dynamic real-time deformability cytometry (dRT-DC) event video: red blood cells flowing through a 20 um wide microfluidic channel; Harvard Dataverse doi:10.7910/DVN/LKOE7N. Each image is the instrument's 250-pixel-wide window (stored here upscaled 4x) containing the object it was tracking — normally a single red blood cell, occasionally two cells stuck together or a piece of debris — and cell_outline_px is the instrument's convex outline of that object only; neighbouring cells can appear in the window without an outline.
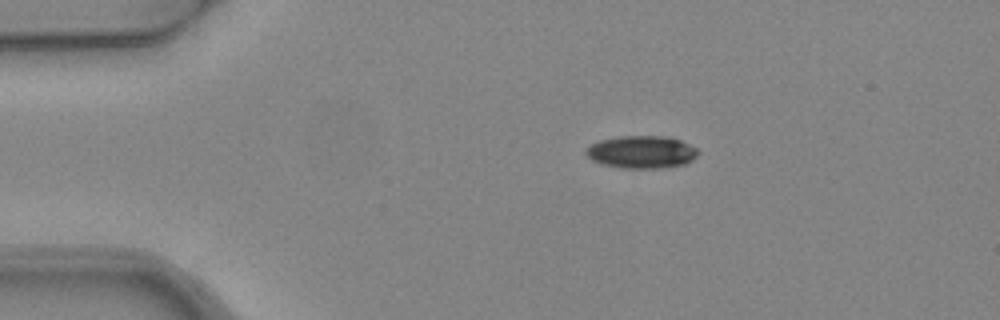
{"species": "common noctule bat (a hibernating species)", "species_latin": "Nyctalus noctula", "temperature_condition": "warm", "stored_images_in_passage": 6, "camera_frame_rate_fps": 3000, "um_per_image_px": 0.085, "animal": {"sex": "female", "body_mass_g": 24.6, "forearm_length_mm": 56.2}, "frame": {"image": 1, "passage_image": 1, "time_ms": 0.0, "image_size_px": [1000, 320], "cell_outline_px": [[700, 152], [692, 160], [684, 164], [660, 168], [620, 168], [600, 164], [592, 160], [584, 152], [592, 144], [600, 140], [620, 136], [664, 136], [680, 140], [696, 148]], "centroid_in_image_um": [54.52, 12.93], "position_along_channel_um": 30.5, "area_um2": 21.21}}
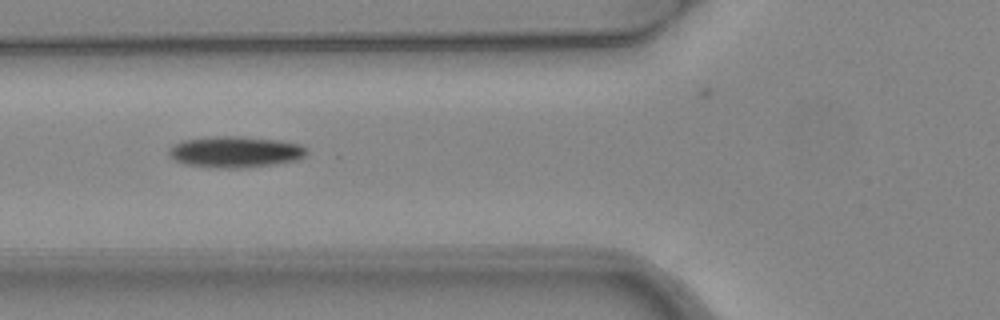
{"frame": {"image": 2, "passage_image": 4, "time_ms": 1.0, "image_size_px": [1000, 320], "cell_outline_px": [[308, 152], [304, 156], [296, 160], [272, 164], [244, 168], [216, 168], [184, 164], [168, 156], [168, 148], [172, 144], [184, 140], [216, 136], [240, 136], [280, 140], [300, 144], [308, 148]], "centroid_in_image_um": [19.98, 12.91], "position_along_channel_um": 105.8, "area_um2": 25.26}}
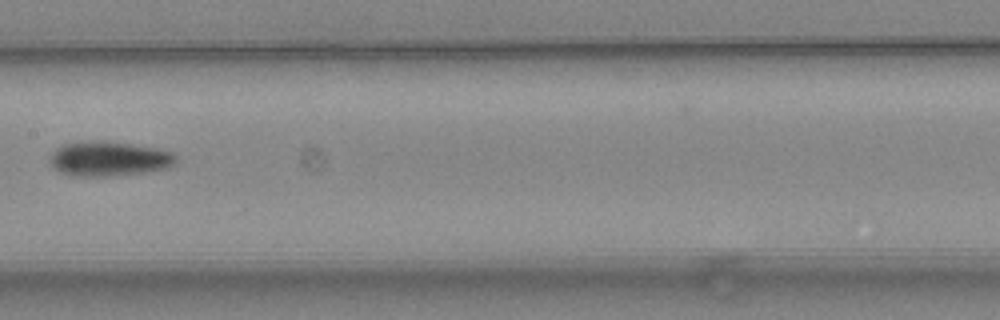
{"frame": {"image": 3, "passage_image": 6, "time_ms": 1.667, "image_size_px": [1000, 320], "cell_outline_px": [[176, 160], [168, 168], [148, 172], [108, 176], [68, 176], [60, 172], [52, 164], [52, 152], [56, 148], [64, 144], [100, 140], [104, 140], [160, 148], [176, 152]], "centroid_in_image_um": [9.33, 13.49], "position_along_channel_um": 198.1, "area_um2": 25.61}}